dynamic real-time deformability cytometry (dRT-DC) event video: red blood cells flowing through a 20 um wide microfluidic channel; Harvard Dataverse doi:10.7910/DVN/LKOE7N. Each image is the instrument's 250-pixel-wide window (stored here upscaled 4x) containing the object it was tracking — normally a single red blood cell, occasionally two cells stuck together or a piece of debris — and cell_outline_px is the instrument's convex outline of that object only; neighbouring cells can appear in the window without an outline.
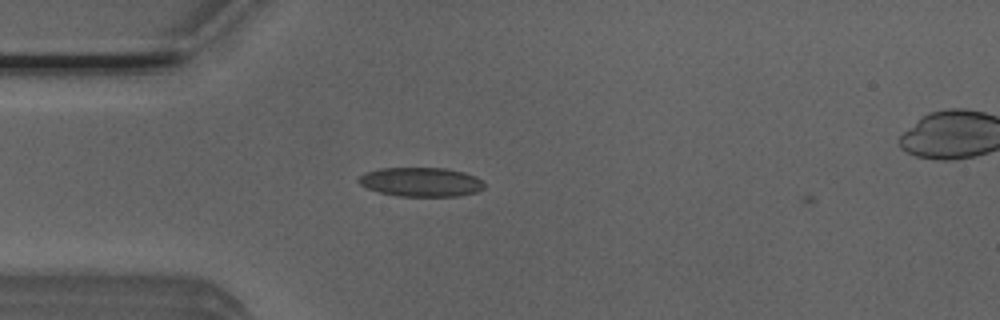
{"species": "Egyptian fruit bat (a non-hibernating species)", "species_latin": "Rousettus aegyptiacus", "temperature_condition": "room temperature", "stored_images_in_passage": 5, "camera_frame_rate_fps": 3000, "um_per_image_px": 0.085, "animal": {"sex": "male"}, "frame": {"image": 1, "passage_image": 4, "time_ms": 1.0, "image_size_px": [1000, 320], "cell_outline_px": [[484, 188], [476, 192], [460, 196], [396, 196], [380, 192], [368, 188], [360, 184], [356, 180], [364, 172], [380, 168], [444, 168], [464, 172], [476, 176], [484, 184]], "centroid_in_image_um": [35.77, 15.47], "position_along_channel_um": 49.2, "area_um2": 21.39}}